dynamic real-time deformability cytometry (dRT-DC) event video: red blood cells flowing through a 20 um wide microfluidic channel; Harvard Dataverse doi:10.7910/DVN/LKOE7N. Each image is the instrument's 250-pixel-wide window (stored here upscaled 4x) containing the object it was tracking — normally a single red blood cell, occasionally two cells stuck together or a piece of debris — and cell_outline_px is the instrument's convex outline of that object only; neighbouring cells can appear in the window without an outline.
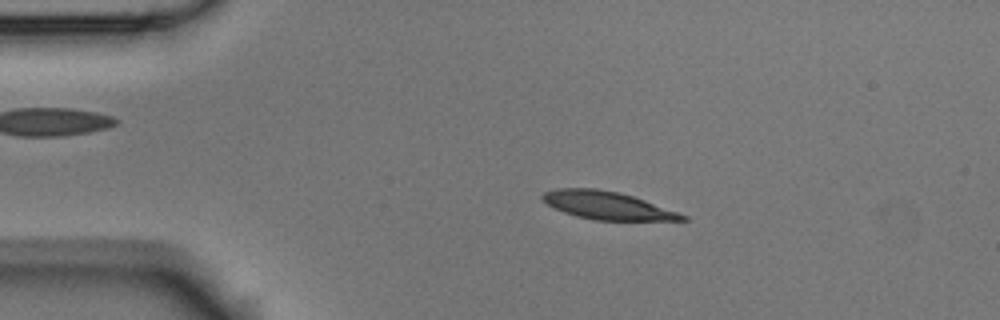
{"species": "Egyptian fruit bat (a non-hibernating species)", "species_latin": "Rousettus aegyptiacus", "temperature_condition": "room temperature", "stored_images_in_passage": 50, "camera_frame_rate_fps": 3000, "um_per_image_px": 0.085, "animal": {"sex": "male"}, "frame": {"image": 1, "passage_image": 7, "time_ms": 2.0, "image_size_px": [1000, 320], "cell_outline_px": [[688, 220], [596, 220], [576, 216], [564, 212], [548, 204], [540, 196], [544, 192], [556, 188], [596, 188], [616, 192], [632, 196], [644, 200], [688, 216]], "centroid_in_image_um": [51.59, 17.46], "position_along_channel_um": 33.4, "area_um2": 22.31}}
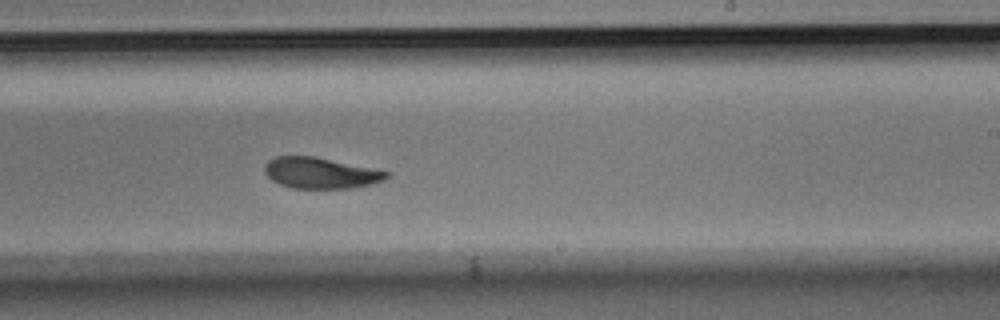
{"frame": {"image": 2, "passage_image": 29, "time_ms": 9.333, "image_size_px": [1000, 320], "cell_outline_px": [[392, 172], [384, 180], [372, 184], [348, 188], [292, 188], [280, 184], [272, 180], [264, 172], [264, 164], [268, 160], [276, 156], [312, 156]], "centroid_in_image_um": [27.23, 14.7], "position_along_channel_um": 261.8, "area_um2": 21.91}}
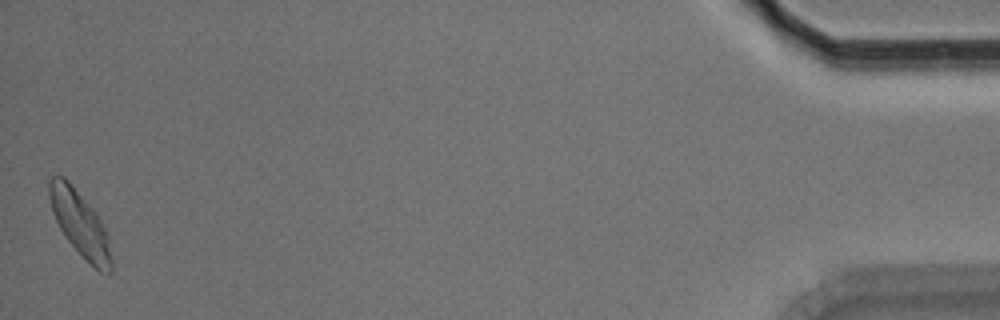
{"frame": {"image": 3, "passage_image": 50, "time_ms": 16.333, "image_size_px": [1000, 320], "cell_outline_px": [[112, 272], [108, 276], [100, 272], [64, 236], [52, 212], [48, 196], [48, 180], [52, 176], [64, 176], [68, 180], [92, 208], [100, 220], [108, 236], [112, 256]], "centroid_in_image_um": [6.8, 19.01], "position_along_channel_um": 428.4, "area_um2": 23.29}, "authors_computed_cell_mechanics": {"area_um2": 23.2645, "velocity_mm_per_s": 3.7078, "shape_relaxation_time_tau1_ms": 3.812, "shape_relaxation_time_tau2_ms": 2.1836, "deformation_change_tau1": 0.1457, "deformation_change_tau2": 0.0733}}